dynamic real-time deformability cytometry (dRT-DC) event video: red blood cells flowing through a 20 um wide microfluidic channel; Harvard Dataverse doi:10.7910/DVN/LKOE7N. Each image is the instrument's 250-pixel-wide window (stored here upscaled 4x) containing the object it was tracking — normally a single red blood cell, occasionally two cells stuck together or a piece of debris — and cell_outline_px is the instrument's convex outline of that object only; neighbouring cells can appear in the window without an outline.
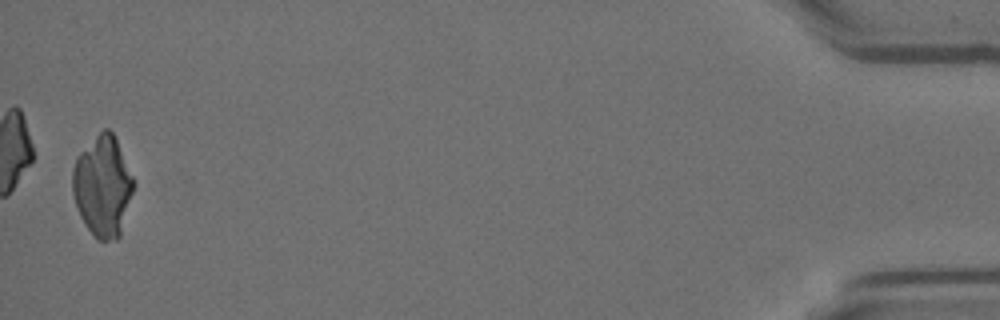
{"species": "Egyptian fruit bat (a non-hibernating species)", "species_latin": "Rousettus aegyptiacus", "temperature_condition": "room temperature", "stored_images_in_passage": 49, "camera_frame_rate_fps": 3000, "um_per_image_px": 0.085, "animal": {"sex": "female"}, "frame": {"image": 1, "passage_image": 48, "time_ms": 15.667, "image_size_px": [1000, 320], "cell_outline_px": [[136, 184], [120, 236], [116, 240], [96, 240], [80, 216], [76, 208], [72, 192], [72, 168], [80, 152], [104, 128], [108, 128], [112, 132], [136, 180]], "centroid_in_image_um": [8.75, 15.85], "position_along_channel_um": 426.5, "area_um2": 36.07}}